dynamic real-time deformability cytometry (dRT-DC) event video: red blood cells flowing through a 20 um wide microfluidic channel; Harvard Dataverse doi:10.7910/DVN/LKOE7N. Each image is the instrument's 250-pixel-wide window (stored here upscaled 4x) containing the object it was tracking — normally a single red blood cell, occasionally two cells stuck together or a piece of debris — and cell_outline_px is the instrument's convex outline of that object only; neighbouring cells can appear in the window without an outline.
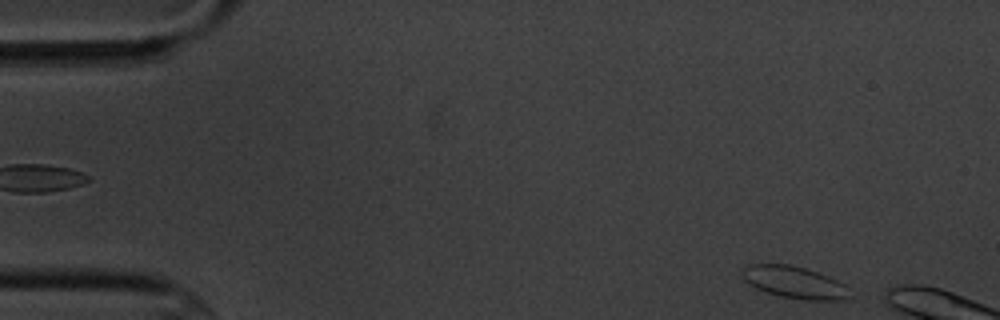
{"species": "common noctule bat (a hibernating species)", "species_latin": "Nyctalus noctula", "temperature_condition": "cold", "stored_images_in_passage": 5, "segment_of_instrument_passage": [2, 2], "camera_frame_rate_fps": 3000, "um_per_image_px": 0.085, "animal": {"sex": "male", "body_mass_g": 20.1, "forearm_length_mm": 53.5}, "frame": {"image": 1, "passage_image": 5, "time_ms": 4.667, "image_size_px": [1000, 320], "cell_outline_px": [[848, 296], [844, 300], [804, 300], [780, 296], [764, 292], [756, 288], [744, 280], [744, 268], [752, 264], [788, 264], [804, 268], [828, 276], [844, 284]], "centroid_in_image_um": [67.51, 24.01], "position_along_channel_um": 17.5, "area_um2": 19.65}}